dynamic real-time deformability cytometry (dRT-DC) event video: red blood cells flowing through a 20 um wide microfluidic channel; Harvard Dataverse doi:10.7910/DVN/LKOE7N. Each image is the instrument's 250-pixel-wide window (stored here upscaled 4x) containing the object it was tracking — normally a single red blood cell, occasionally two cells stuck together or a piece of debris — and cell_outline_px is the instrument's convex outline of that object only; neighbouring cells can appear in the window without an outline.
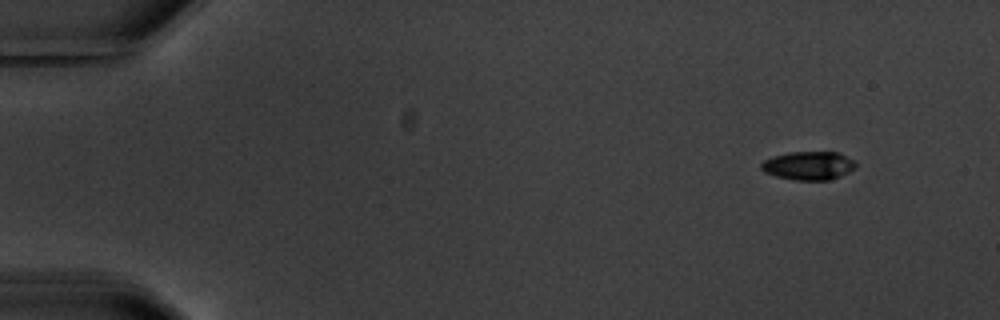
{"species": "common noctule bat (a hibernating species)", "species_latin": "Nyctalus noctula", "temperature_condition": "warm", "stored_images_in_passage": 7, "camera_frame_rate_fps": 3000, "um_per_image_px": 0.085, "animal": {"sex": "male", "body_mass_g": 20.1, "forearm_length_mm": 53.5}, "frame": {"image": 1, "passage_image": 1, "time_ms": 0.0, "image_size_px": [1000, 320], "cell_outline_px": [[856, 168], [840, 176], [828, 180], [796, 180], [776, 176], [764, 172], [760, 168], [760, 164], [764, 160], [772, 156], [788, 152], [840, 152], [856, 160]], "centroid_in_image_um": [68.75, 14.06], "position_along_channel_um": 16.3, "area_um2": 15.9}}
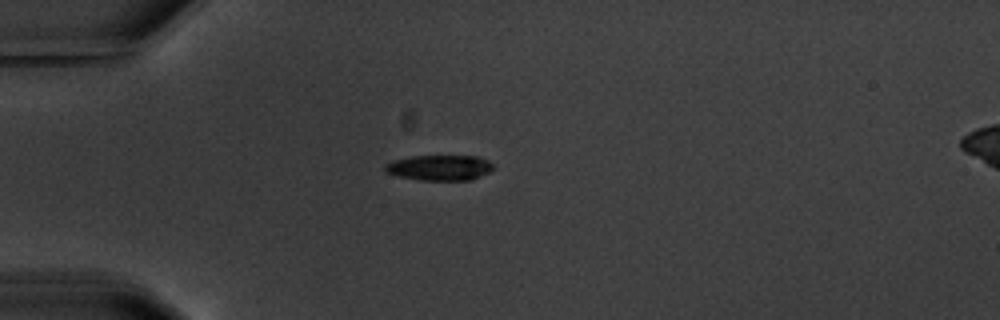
{"frame": {"image": 2, "passage_image": 4, "time_ms": 3.667, "image_size_px": [1000, 320], "cell_outline_px": [[496, 168], [472, 180], [420, 180], [400, 176], [384, 172], [384, 164], [392, 160], [412, 156], [480, 156], [488, 160]], "centroid_in_image_um": [37.37, 14.25], "position_along_channel_um": 47.6, "area_um2": 16.18}}
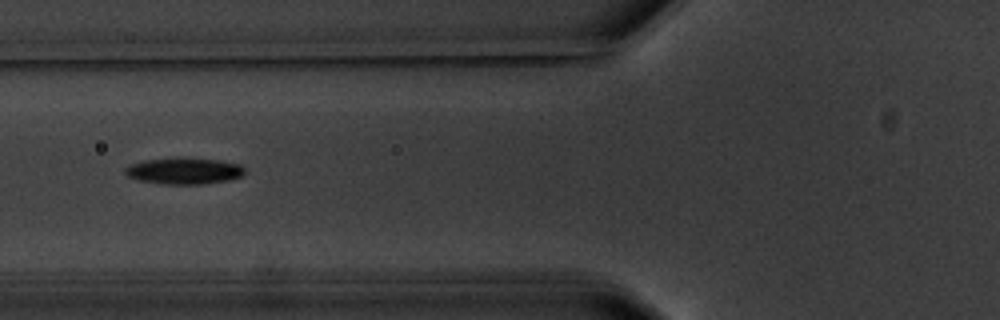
{"frame": {"image": 3, "passage_image": 6, "time_ms": 6.0, "image_size_px": [1000, 320], "cell_outline_px": [[244, 172], [240, 176], [228, 180], [200, 184], [164, 184], [140, 180], [128, 176], [124, 172], [124, 168], [132, 164], [144, 160], [176, 156], [184, 156], [216, 160], [240, 164], [244, 168]], "centroid_in_image_um": [15.62, 14.5], "position_along_channel_um": 110.2, "area_um2": 18.55}}